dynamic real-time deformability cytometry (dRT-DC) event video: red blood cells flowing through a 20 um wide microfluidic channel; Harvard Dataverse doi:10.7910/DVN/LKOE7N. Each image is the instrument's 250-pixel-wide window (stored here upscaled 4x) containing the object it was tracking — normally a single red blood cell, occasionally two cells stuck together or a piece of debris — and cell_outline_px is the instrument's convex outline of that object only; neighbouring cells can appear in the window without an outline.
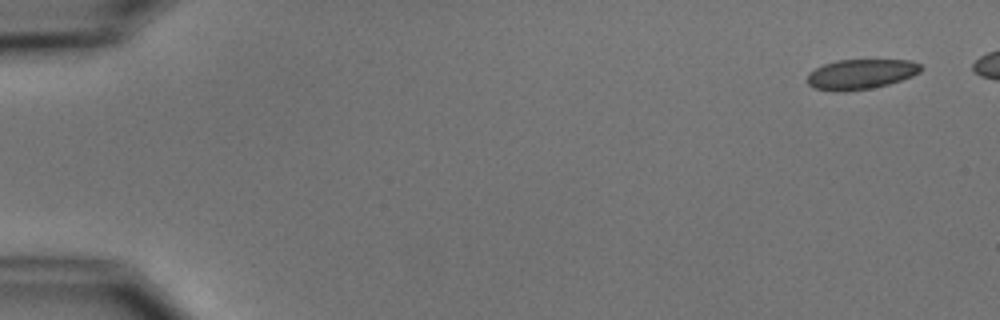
{"species": "common noctule bat (a hibernating species)", "species_latin": "Nyctalus noctula", "temperature_condition": "cold", "stored_images_in_passage": 7, "camera_frame_rate_fps": 3000, "um_per_image_px": 0.085, "animal": {"sex": "male", "body_mass_g": 15.6}, "frame": {"image": 1, "passage_image": 1, "time_ms": 0.0, "image_size_px": [1000, 320], "cell_outline_px": [[920, 72], [912, 76], [888, 84], [872, 88], [844, 92], [816, 88], [808, 84], [808, 72], [824, 64], [836, 60], [912, 60], [920, 64]], "centroid_in_image_um": [73.17, 6.3], "position_along_channel_um": 11.8, "area_um2": 19.71}}